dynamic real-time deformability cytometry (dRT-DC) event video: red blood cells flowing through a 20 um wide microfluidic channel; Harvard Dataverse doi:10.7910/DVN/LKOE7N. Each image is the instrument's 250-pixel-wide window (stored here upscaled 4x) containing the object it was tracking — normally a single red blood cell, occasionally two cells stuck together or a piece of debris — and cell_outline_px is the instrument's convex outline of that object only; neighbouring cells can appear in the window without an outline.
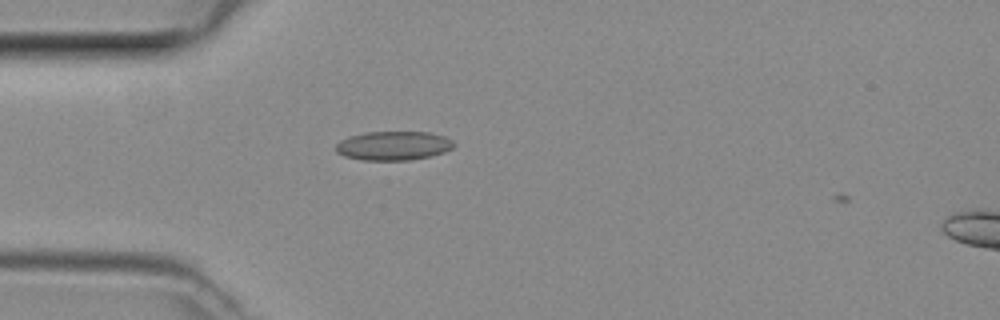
{"species": "common noctule bat (a hibernating species)", "species_latin": "Nyctalus noctula", "temperature_condition": "room temperature", "stored_images_in_passage": 2, "camera_frame_rate_fps": 3000, "um_per_image_px": 0.085, "animal": {"sex": "female", "body_mass_g": 29.2, "forearm_length_mm": 56.3}, "frame": {"image": 1, "passage_image": 1, "time_ms": 0.0, "image_size_px": [1000, 320], "cell_outline_px": [[456, 144], [452, 148], [444, 152], [428, 156], [408, 160], [360, 160], [344, 156], [336, 152], [336, 144], [340, 140], [348, 136], [364, 132], [428, 132], [444, 136], [452, 140]], "centroid_in_image_um": [33.41, 12.38], "position_along_channel_um": 51.6, "area_um2": 20.0}}